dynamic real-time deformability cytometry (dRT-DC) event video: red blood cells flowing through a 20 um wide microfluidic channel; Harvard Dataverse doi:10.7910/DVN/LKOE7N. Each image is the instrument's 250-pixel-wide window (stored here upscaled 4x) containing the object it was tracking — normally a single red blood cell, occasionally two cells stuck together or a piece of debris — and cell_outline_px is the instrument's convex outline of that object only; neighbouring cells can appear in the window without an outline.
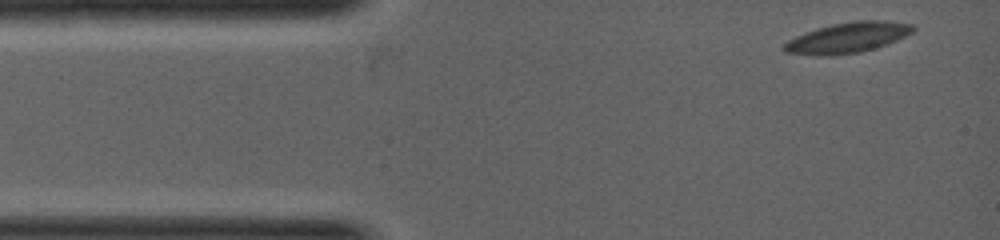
{"species": "common noctule bat (a hibernating species)", "species_latin": "Nyctalus noctula", "temperature_condition": "warm", "stored_images_in_passage": 5, "camera_frame_rate_fps": 5000, "um_per_image_px": 0.085, "animal": {"sex": "female", "body_mass_g": 19.0, "forearm_length_mm": 53.3}, "frame": {"image": 1, "passage_image": 1, "time_ms": 0.0, "image_size_px": [1000, 240], "cell_outline_px": [[916, 28], [912, 32], [888, 44], [876, 48], [860, 52], [832, 56], [816, 56], [784, 52], [780, 48], [788, 40], [796, 36], [816, 28], [832, 24], [856, 20], [876, 20], [916, 24]], "centroid_in_image_um": [72.03, 3.21], "position_along_channel_um": 13.0, "area_um2": 23.12}}
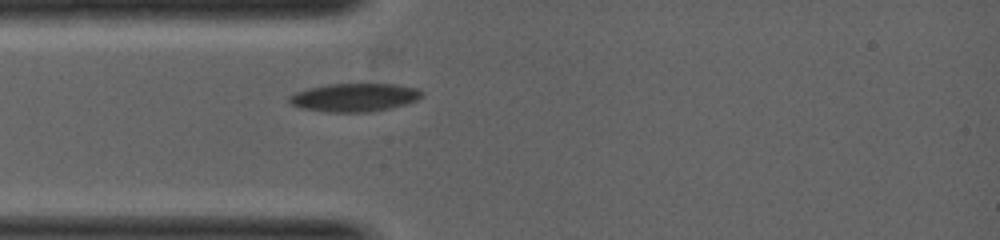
{"frame": {"image": 2, "passage_image": 5, "time_ms": 1.4, "image_size_px": [1000, 240], "cell_outline_px": [[424, 96], [416, 100], [392, 108], [368, 112], [324, 112], [300, 108], [292, 104], [288, 100], [288, 96], [296, 92], [308, 88], [328, 84], [396, 84], [416, 88], [424, 92]], "centroid_in_image_um": [30.13, 8.28], "position_along_channel_um": 54.9, "area_um2": 21.96}}